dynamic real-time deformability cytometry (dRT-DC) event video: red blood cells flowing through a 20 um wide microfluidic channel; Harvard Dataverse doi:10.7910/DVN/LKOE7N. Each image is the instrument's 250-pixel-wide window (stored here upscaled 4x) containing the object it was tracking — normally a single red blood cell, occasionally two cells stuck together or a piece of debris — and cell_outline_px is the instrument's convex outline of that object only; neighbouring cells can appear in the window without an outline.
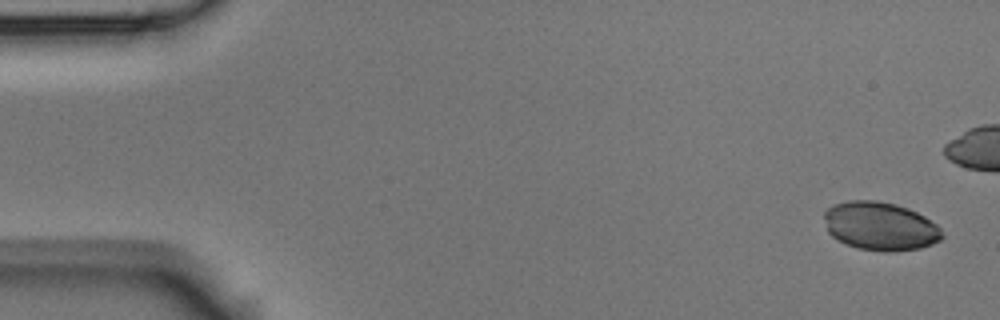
{"species": "Egyptian fruit bat (a non-hibernating species)", "species_latin": "Rousettus aegyptiacus", "temperature_condition": "room temperature", "stored_images_in_passage": 6, "camera_frame_rate_fps": 3000, "um_per_image_px": 0.085, "animal": {"sex": "male"}, "frame": {"image": 1, "passage_image": 1, "time_ms": 0.0, "image_size_px": [1000, 320], "cell_outline_px": [[944, 236], [940, 240], [932, 244], [920, 248], [892, 252], [884, 252], [856, 248], [836, 240], [828, 232], [824, 216], [824, 212], [832, 204], [848, 200], [876, 200], [908, 208], [924, 216], [936, 224], [940, 228]], "centroid_in_image_um": [74.8, 19.23], "position_along_channel_um": 10.2, "area_um2": 33.47}}